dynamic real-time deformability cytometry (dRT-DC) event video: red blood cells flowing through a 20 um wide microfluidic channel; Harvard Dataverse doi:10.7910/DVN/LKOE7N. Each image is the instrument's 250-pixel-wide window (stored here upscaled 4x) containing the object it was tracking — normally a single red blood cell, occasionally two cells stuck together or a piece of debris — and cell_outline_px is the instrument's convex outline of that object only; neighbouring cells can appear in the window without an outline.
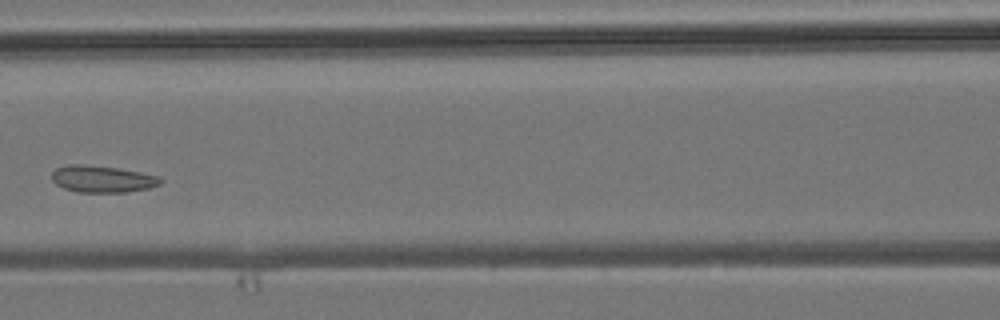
{"species": "common noctule bat (a hibernating species)", "species_latin": "Nyctalus noctula", "temperature_condition": "room temperature", "stored_images_in_passage": 4, "camera_frame_rate_fps": 3000, "um_per_image_px": 0.085, "animal": {"sex": "male", "body_mass_g": 19.2, "forearm_length_mm": 51.8}, "frame": {"image": 1, "passage_image": 3, "time_ms": 2.333, "image_size_px": [1000, 320], "cell_outline_px": [[164, 180], [160, 184], [148, 188], [124, 192], [76, 192], [64, 188], [56, 184], [52, 180], [52, 172], [56, 168], [68, 164], [84, 164], [116, 168], [140, 172], [160, 176]], "centroid_in_image_um": [8.69, 15.21], "position_along_channel_um": 157.9, "area_um2": 16.99}}
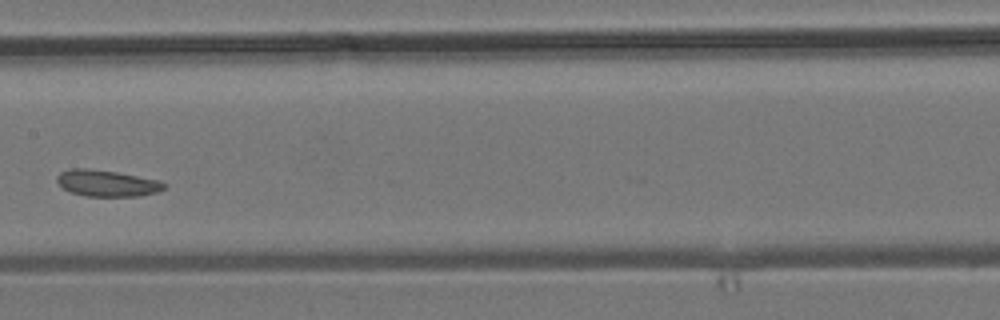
{"frame": {"image": 2, "passage_image": 4, "time_ms": 3.333, "image_size_px": [1000, 320], "cell_outline_px": [[168, 184], [164, 188], [156, 192], [140, 196], [84, 196], [72, 192], [64, 188], [56, 180], [56, 176], [60, 172], [72, 168], [88, 168], [116, 172], [160, 180]], "centroid_in_image_um": [9.1, 15.57], "position_along_channel_um": 198.3, "area_um2": 16.47}}